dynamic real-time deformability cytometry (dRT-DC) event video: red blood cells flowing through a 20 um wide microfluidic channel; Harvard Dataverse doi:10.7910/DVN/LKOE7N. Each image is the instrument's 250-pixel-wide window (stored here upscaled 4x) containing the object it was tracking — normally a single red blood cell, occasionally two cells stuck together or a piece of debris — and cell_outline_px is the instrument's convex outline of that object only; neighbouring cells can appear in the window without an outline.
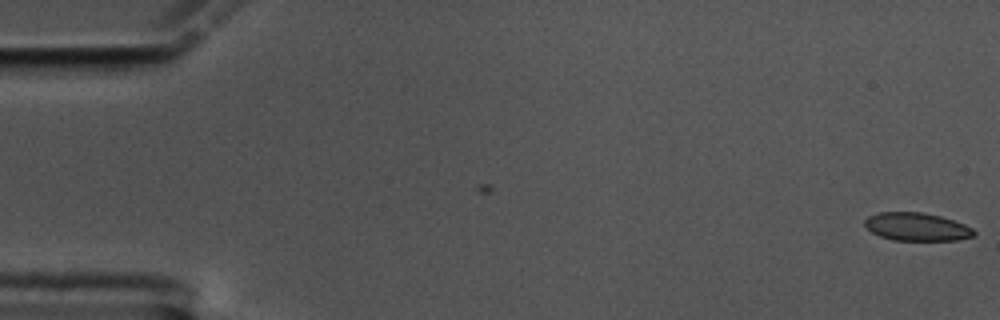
{"species": "common noctule bat (a hibernating species)", "species_latin": "Nyctalus noctula", "temperature_condition": "cold", "stored_images_in_passage": 6, "camera_frame_rate_fps": 3000, "um_per_image_px": 0.085, "animal": {"sex": "male", "body_mass_g": 17.5, "forearm_length_mm": 52.3}, "frame": {"image": 1, "passage_image": 6, "time_ms": 1.667, "image_size_px": [1000, 320], "cell_outline_px": [[976, 232], [972, 236], [956, 240], [892, 240], [880, 236], [872, 232], [864, 224], [864, 220], [868, 216], [880, 212], [920, 212], [940, 216], [964, 224], [972, 228]], "centroid_in_image_um": [77.9, 19.27], "position_along_channel_um": 7.1, "area_um2": 17.69}}